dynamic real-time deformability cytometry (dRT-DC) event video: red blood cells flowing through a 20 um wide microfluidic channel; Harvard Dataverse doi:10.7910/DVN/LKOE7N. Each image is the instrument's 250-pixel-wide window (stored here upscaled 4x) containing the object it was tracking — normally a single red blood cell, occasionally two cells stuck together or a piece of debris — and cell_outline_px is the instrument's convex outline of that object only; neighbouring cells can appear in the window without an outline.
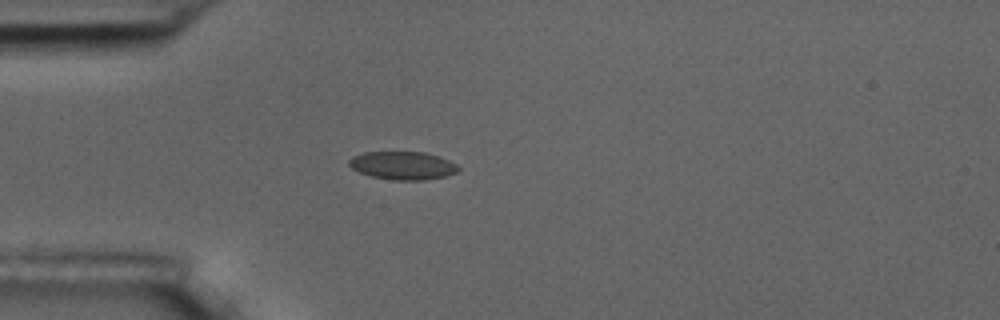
{"species": "common noctule bat (a hibernating species)", "species_latin": "Nyctalus noctula", "temperature_condition": "room temperature", "stored_images_in_passage": 4, "camera_frame_rate_fps": 3000, "um_per_image_px": 0.085, "animal": {"sex": "male", "body_mass_g": 17.5, "forearm_length_mm": 52.3}, "frame": {"image": 1, "passage_image": 4, "time_ms": 4.333, "image_size_px": [1000, 320], "cell_outline_px": [[460, 168], [456, 172], [444, 176], [424, 180], [396, 180], [372, 176], [360, 172], [352, 168], [348, 164], [348, 160], [352, 156], [364, 152], [424, 152], [448, 160], [456, 164]], "centroid_in_image_um": [34.2, 14.06], "position_along_channel_um": 50.8, "area_um2": 17.69}}